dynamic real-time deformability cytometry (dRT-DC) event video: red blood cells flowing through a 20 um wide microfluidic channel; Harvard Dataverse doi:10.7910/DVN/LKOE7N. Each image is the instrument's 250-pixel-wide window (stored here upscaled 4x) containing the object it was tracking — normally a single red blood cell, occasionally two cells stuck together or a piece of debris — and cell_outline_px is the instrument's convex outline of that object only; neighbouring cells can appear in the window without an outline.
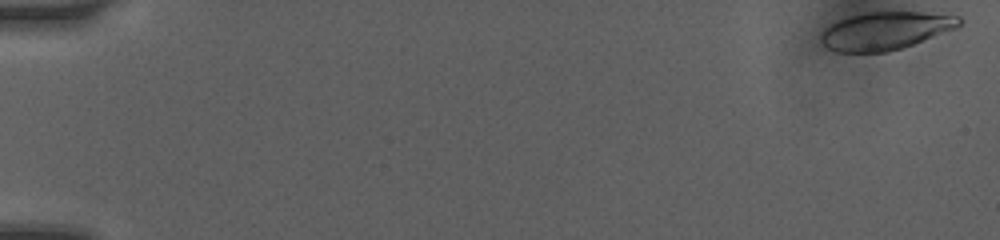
{"species": "human", "species_latin": "Homo sapiens", "temperature_condition": "room temperature", "stored_images_in_passage": 9, "camera_frame_rate_fps": 3000, "um_per_image_px": 0.085, "donor": {"sex": "female"}, "frame": {"image": 1, "passage_image": 1, "time_ms": 0.0, "image_size_px": [1000, 240], "cell_outline_px": [[964, 20], [956, 28], [912, 44], [888, 52], [836, 52], [828, 48], [820, 40], [820, 32], [824, 28], [848, 16], [864, 12], [924, 12], [960, 16]], "centroid_in_image_um": [75.24, 2.61], "position_along_channel_um": 9.8, "area_um2": 30.46}}
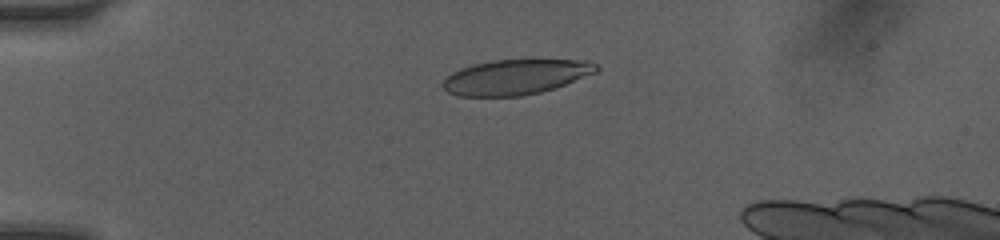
{"frame": {"image": 2, "passage_image": 6, "time_ms": 4.0, "image_size_px": [1000, 240], "cell_outline_px": [[600, 68], [596, 72], [556, 88], [540, 92], [520, 96], [460, 96], [448, 92], [440, 84], [452, 72], [460, 68], [472, 64], [492, 60], [532, 56], [592, 60]], "centroid_in_image_um": [43.92, 6.47], "position_along_channel_um": 41.1, "area_um2": 32.89}}
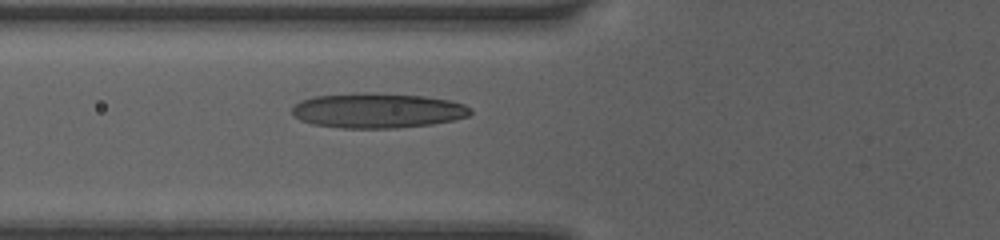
{"frame": {"image": 3, "passage_image": 9, "time_ms": 6.333, "image_size_px": [1000, 240], "cell_outline_px": [[472, 112], [468, 116], [452, 120], [432, 124], [396, 128], [344, 128], [312, 124], [300, 120], [292, 112], [292, 108], [300, 100], [312, 96], [356, 92], [372, 92], [424, 96], [448, 100], [464, 104], [472, 108]], "centroid_in_image_um": [32.08, 9.38], "position_along_channel_um": 93.7, "area_um2": 36.59}}